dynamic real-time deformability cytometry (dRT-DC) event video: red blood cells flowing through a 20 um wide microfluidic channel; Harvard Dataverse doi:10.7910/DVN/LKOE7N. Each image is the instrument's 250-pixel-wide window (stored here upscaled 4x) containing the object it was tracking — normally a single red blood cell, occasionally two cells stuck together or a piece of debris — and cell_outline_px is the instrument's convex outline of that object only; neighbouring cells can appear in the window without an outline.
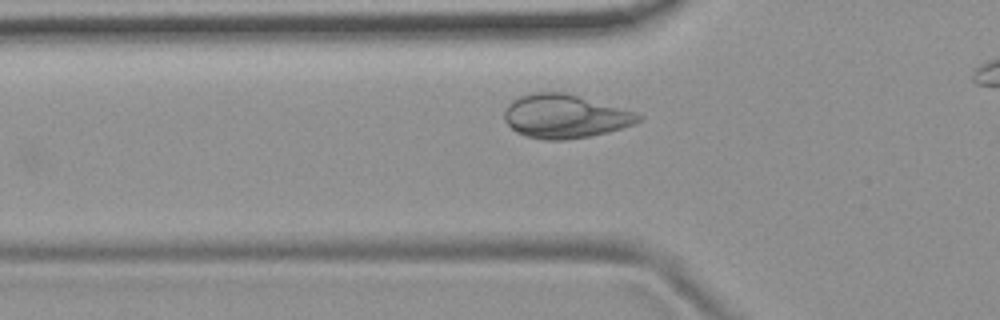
{"species": "common noctule bat (a hibernating species)", "species_latin": "Nyctalus noctula", "temperature_condition": "room temperature", "stored_images_in_passage": 33, "camera_frame_rate_fps": 3000, "um_per_image_px": 0.085, "animal": {"sex": "female", "body_mass_g": 19.9}, "frame": {"image": 1, "passage_image": 4, "time_ms": 1.0, "image_size_px": [1000, 320], "cell_outline_px": [[644, 120], [636, 124], [608, 132], [588, 136], [564, 140], [544, 140], [524, 136], [516, 132], [504, 120], [504, 108], [512, 100], [520, 96], [532, 92], [564, 92], [636, 112], [644, 116]], "centroid_in_image_um": [48.02, 9.89], "position_along_channel_um": 77.8, "area_um2": 34.33}}
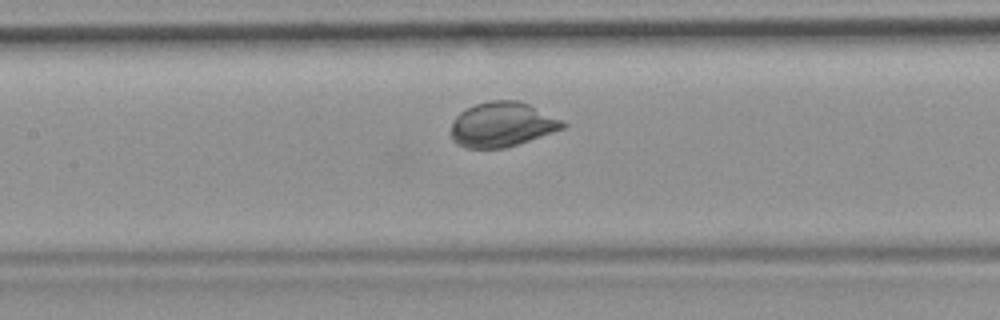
{"frame": {"image": 2, "passage_image": 11, "time_ms": 3.333, "image_size_px": [1000, 320], "cell_outline_px": [[568, 124], [564, 128], [504, 148], [464, 148], [456, 144], [452, 140], [452, 124], [456, 116], [460, 112], [476, 104], [492, 100], [516, 100], [528, 104], [564, 120]], "centroid_in_image_um": [42.67, 10.58], "position_along_channel_um": 164.7, "area_um2": 28.9}}
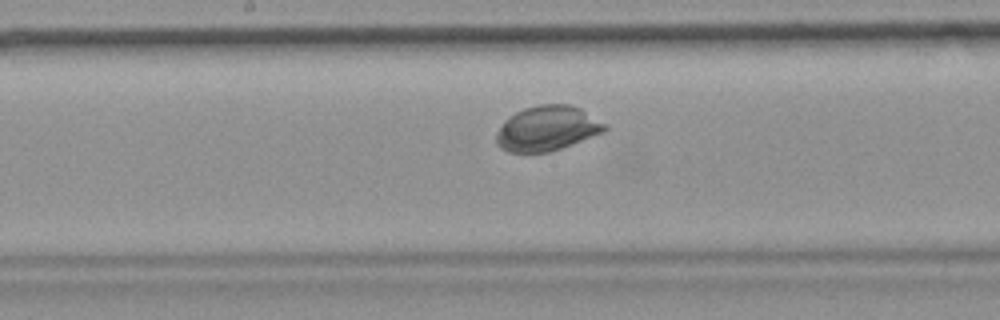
{"frame": {"image": 3, "passage_image": 14, "time_ms": 4.333, "image_size_px": [1000, 320], "cell_outline_px": [[608, 128], [604, 132], [572, 144], [548, 152], [508, 152], [500, 148], [496, 144], [496, 132], [516, 112], [524, 108], [540, 104], [568, 104], [580, 108], [608, 124]], "centroid_in_image_um": [46.55, 10.92], "position_along_channel_um": 201.7, "area_um2": 28.21}}